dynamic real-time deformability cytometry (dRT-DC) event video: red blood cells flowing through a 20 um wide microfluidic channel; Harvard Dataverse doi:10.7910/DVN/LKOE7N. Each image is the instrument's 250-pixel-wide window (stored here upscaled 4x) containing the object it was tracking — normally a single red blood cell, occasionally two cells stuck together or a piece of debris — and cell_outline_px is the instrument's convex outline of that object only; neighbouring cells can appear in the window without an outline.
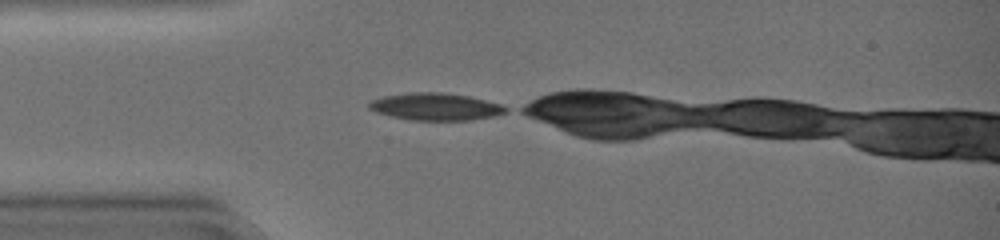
{"species": "common noctule bat (a hibernating species)", "species_latin": "Nyctalus noctula", "temperature_condition": "warm", "stored_images_in_passage": 18, "camera_frame_rate_fps": 3000, "um_per_image_px": 0.085, "animal": {"sex": "female", "body_mass_g": 19.0, "forearm_length_mm": 51.5}, "frame": {"image": 1, "passage_image": 1, "time_ms": 0.0, "image_size_px": [1000, 240], "cell_outline_px": [[508, 112], [496, 116], [472, 120], [408, 120], [376, 112], [368, 108], [368, 104], [372, 100], [380, 96], [408, 92], [440, 92], [468, 96], [500, 104], [508, 108]], "centroid_in_image_um": [37.01, 9.07], "position_along_channel_um": 48.0, "area_um2": 21.85}}
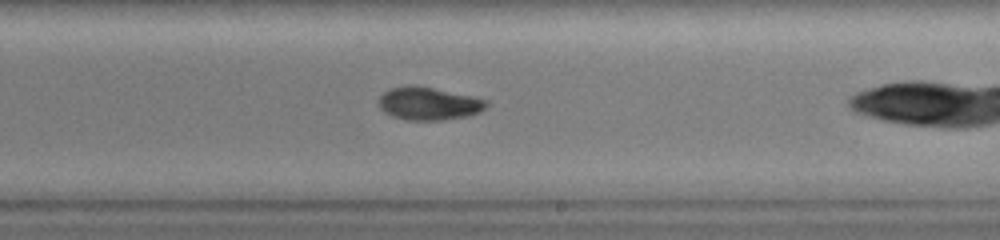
{"frame": {"image": 2, "passage_image": 16, "time_ms": 5.0, "image_size_px": [1000, 240], "cell_outline_px": [[488, 104], [480, 112], [468, 116], [444, 120], [408, 120], [392, 116], [384, 112], [380, 108], [376, 100], [384, 92], [392, 88], [432, 88], [472, 96], [488, 100]], "centroid_in_image_um": [36.46, 8.85], "position_along_channel_um": 252.5, "area_um2": 20.11}}